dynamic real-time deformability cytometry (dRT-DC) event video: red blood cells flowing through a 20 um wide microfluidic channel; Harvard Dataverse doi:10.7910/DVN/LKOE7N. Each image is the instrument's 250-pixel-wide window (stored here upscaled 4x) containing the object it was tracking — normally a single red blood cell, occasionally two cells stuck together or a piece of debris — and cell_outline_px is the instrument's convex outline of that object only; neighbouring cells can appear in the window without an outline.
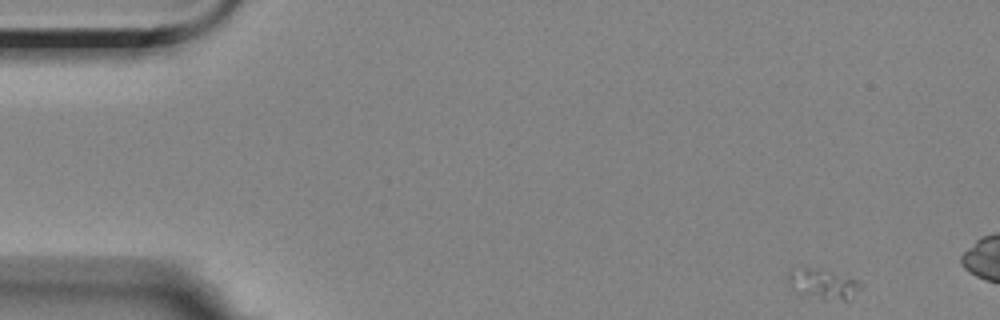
{"species": "Egyptian fruit bat (a non-hibernating species)", "species_latin": "Rousettus aegyptiacus", "temperature_condition": "room temperature", "stored_images_in_passage": 12, "camera_frame_rate_fps": 3000, "um_per_image_px": 0.085, "animal": {"sex": "female"}, "frame": {"image": 1, "passage_image": 1, "time_ms": 0.0, "image_size_px": [1000, 320], "cell_outline_px": [[860, 288], [848, 300], [824, 300], [800, 296], [788, 284], [788, 272], [812, 268], [856, 280]], "centroid_in_image_um": [69.88, 24.22], "position_along_channel_um": 15.1, "area_um2": 12.2}}